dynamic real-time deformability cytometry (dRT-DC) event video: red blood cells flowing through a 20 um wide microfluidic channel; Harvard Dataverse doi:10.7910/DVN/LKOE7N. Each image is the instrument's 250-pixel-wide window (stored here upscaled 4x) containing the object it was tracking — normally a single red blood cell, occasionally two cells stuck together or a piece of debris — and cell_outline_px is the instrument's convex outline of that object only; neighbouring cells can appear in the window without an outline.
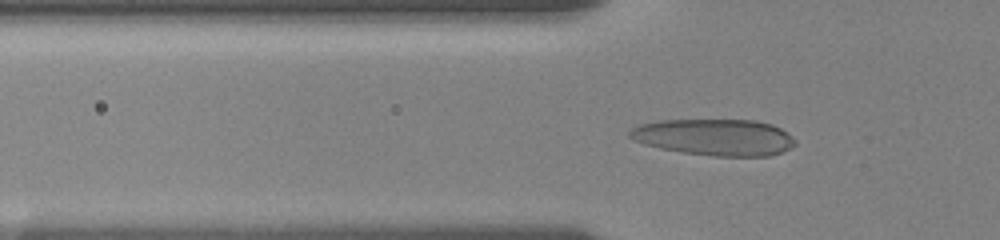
{"species": "human", "species_latin": "Homo sapiens", "temperature_condition": "room temperature", "stored_images_in_passage": 23, "camera_frame_rate_fps": 3000, "um_per_image_px": 0.085, "donor": {"sex": "female"}, "frame": {"image": 1, "passage_image": 13, "time_ms": 4.0, "image_size_px": [1000, 240], "cell_outline_px": [[796, 144], [780, 152], [768, 156], [712, 156], [684, 152], [660, 148], [644, 144], [632, 140], [628, 136], [628, 132], [632, 128], [640, 124], [660, 120], [756, 120], [772, 124], [788, 132], [796, 140]], "centroid_in_image_um": [60.73, 11.65], "position_along_channel_um": 65.1, "area_um2": 35.26}}
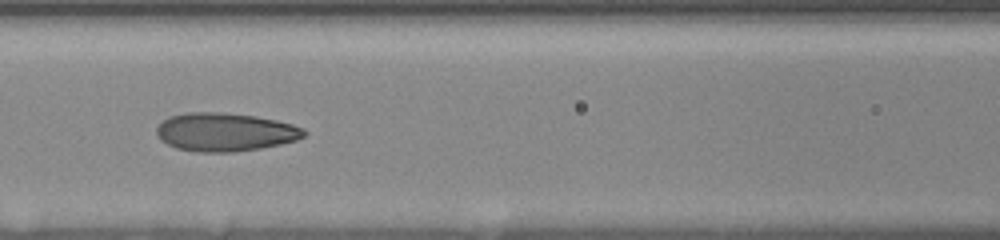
{"frame": {"image": 2, "passage_image": 19, "time_ms": 6.333, "image_size_px": [1000, 240], "cell_outline_px": [[308, 132], [304, 136], [296, 140], [280, 144], [260, 148], [236, 152], [196, 152], [176, 148], [160, 140], [156, 136], [156, 128], [168, 116], [188, 112], [224, 112], [256, 116], [276, 120], [292, 124], [304, 128]], "centroid_in_image_um": [19.12, 11.22], "position_along_channel_um": 147.5, "area_um2": 33.23}}
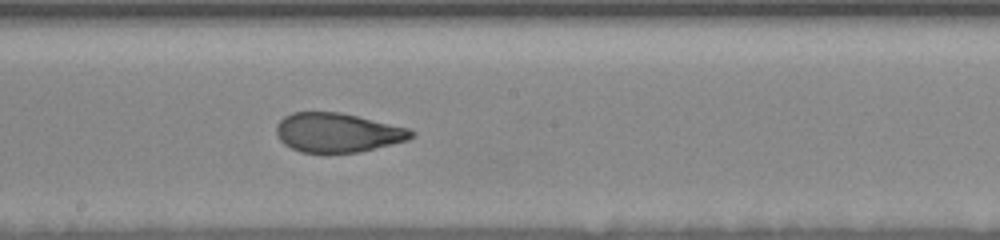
{"frame": {"image": 3, "passage_image": 23, "time_ms": 8.333, "image_size_px": [1000, 240], "cell_outline_px": [[416, 136], [408, 140], [360, 152], [300, 152], [284, 144], [276, 136], [276, 124], [284, 116], [292, 112], [340, 112], [408, 128], [416, 132]], "centroid_in_image_um": [28.69, 11.27], "position_along_channel_um": 219.5, "area_um2": 30.87}}